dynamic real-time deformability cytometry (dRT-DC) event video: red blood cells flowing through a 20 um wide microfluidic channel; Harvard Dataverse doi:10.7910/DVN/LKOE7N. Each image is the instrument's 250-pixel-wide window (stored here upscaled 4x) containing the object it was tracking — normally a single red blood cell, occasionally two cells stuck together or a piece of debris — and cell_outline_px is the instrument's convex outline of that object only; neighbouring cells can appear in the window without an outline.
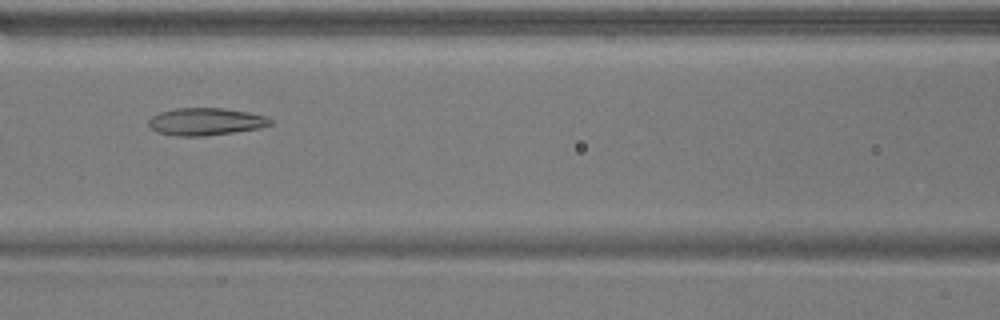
{"species": "common noctule bat (a hibernating species)", "species_latin": "Nyctalus noctula", "temperature_condition": "warm", "stored_images_in_passage": 52, "camera_frame_rate_fps": 3000, "um_per_image_px": 0.085, "animal": {"sex": "male", "body_mass_g": 17.9}, "frame": {"image": 1, "passage_image": 23, "time_ms": 7.333, "image_size_px": [1000, 320], "cell_outline_px": [[272, 124], [260, 128], [204, 136], [176, 136], [156, 132], [148, 124], [148, 120], [152, 116], [160, 112], [176, 108], [224, 108], [248, 112], [264, 116], [272, 120]], "centroid_in_image_um": [17.46, 10.34], "position_along_channel_um": 149.1, "area_um2": 19.36}}
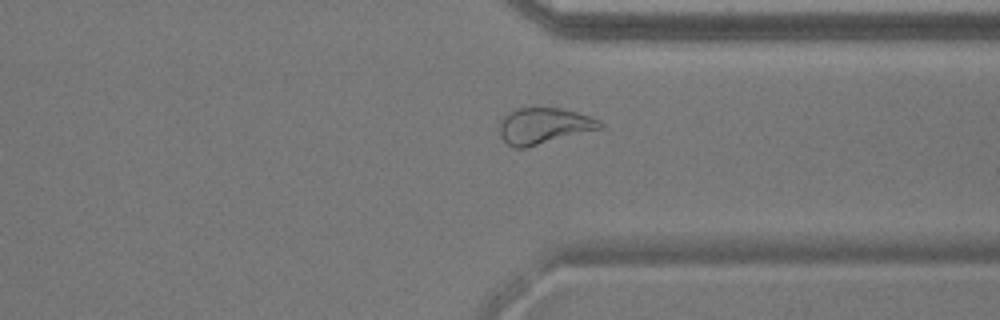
{"frame": {"image": 2, "passage_image": 40, "time_ms": 13.0, "image_size_px": [1000, 320], "cell_outline_px": [[604, 124], [600, 128], [524, 148], [512, 148], [500, 136], [500, 120], [508, 112], [520, 108], [560, 108], [592, 116], [600, 120]], "centroid_in_image_um": [46.21, 10.69], "position_along_channel_um": 365.2, "area_um2": 20.87}}
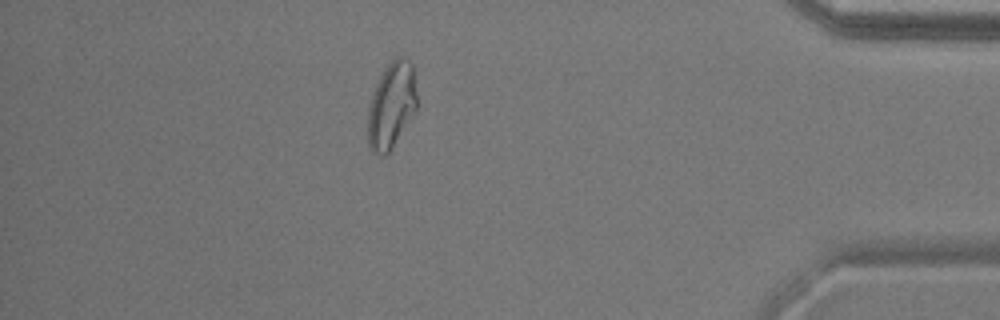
{"frame": {"image": 3, "passage_image": 46, "time_ms": 15.0, "image_size_px": [1000, 320], "cell_outline_px": [[416, 112], [392, 148], [384, 156], [380, 156], [372, 152], [368, 144], [368, 108], [376, 84], [384, 68], [396, 56], [404, 56], [412, 64], [416, 92]], "centroid_in_image_um": [33.27, 8.97], "position_along_channel_um": 401.9, "area_um2": 24.74}, "authors_computed_cell_mechanics": {"area_um2": 23.5824, "velocity_mm_per_s": 3.8173, "shape_relaxation_time_tau1_ms": null, "shape_relaxation_time_tau2_ms": 1.7642, "deformation_change_tau1": null, "deformation_change_tau2": 0.081}}